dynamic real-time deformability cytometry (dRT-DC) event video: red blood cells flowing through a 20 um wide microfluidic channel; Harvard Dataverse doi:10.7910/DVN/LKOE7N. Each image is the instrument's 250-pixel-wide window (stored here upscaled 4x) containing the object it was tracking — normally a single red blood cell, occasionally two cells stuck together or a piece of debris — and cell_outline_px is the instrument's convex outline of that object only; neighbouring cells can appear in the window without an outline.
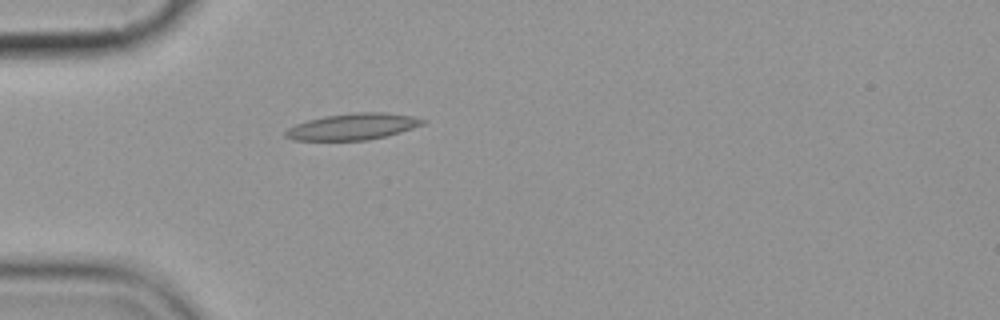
{"species": "common noctule bat (a hibernating species)", "species_latin": "Nyctalus noctula", "temperature_condition": "cold", "stored_images_in_passage": 1, "camera_frame_rate_fps": 3000, "um_per_image_px": 0.085, "animal": {"sex": "female", "body_mass_g": 19.9}, "frame": {"image": 1, "passage_image": 1, "time_ms": 0.0, "image_size_px": [1000, 320], "cell_outline_px": [[428, 120], [424, 124], [400, 132], [368, 140], [292, 140], [284, 136], [284, 132], [288, 128], [296, 124], [308, 120], [324, 116], [352, 112], [384, 112], [412, 116]], "centroid_in_image_um": [29.98, 10.75], "position_along_channel_um": 55.0, "area_um2": 21.1}}